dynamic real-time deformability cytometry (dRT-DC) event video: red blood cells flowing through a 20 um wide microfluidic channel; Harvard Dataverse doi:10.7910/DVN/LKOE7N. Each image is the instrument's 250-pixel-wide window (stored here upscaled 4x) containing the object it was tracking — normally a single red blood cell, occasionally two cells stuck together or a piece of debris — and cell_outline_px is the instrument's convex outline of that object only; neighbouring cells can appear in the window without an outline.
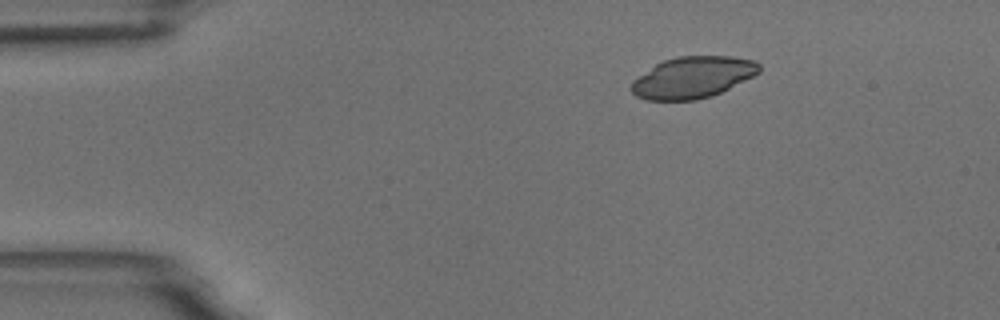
{"species": "common noctule bat (a hibernating species)", "species_latin": "Nyctalus noctula", "temperature_condition": "room temperature", "stored_images_in_passage": 4, "camera_frame_rate_fps": 3000, "um_per_image_px": 0.085, "animal": {"sex": "male", "body_mass_g": 18.8}, "frame": {"image": 1, "passage_image": 2, "time_ms": 2.0, "image_size_px": [1000, 320], "cell_outline_px": [[760, 72], [712, 96], [696, 100], [644, 100], [636, 96], [628, 88], [632, 80], [656, 64], [664, 60], [680, 56], [732, 56], [756, 60], [760, 64]], "centroid_in_image_um": [58.85, 6.58], "position_along_channel_um": 26.1, "area_um2": 30.92}}